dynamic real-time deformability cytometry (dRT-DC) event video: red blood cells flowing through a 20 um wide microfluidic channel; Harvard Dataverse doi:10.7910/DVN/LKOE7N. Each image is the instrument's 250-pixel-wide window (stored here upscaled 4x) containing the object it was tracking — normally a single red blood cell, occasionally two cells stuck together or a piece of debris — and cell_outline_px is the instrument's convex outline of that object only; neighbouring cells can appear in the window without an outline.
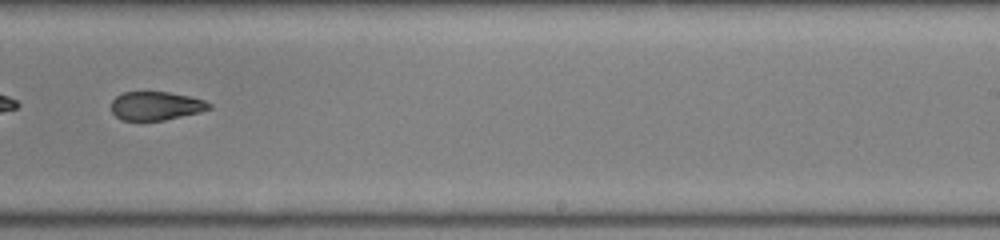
{"species": "common noctule bat (a hibernating species)", "species_latin": "Nyctalus noctula", "temperature_condition": "room temperature", "stored_images_in_passage": 38, "camera_frame_rate_fps": 3000, "um_per_image_px": 0.085, "animal": {"sex": "female", "body_mass_g": 22.0, "forearm_length_mm": 56.7}, "frame": {"image": 1, "passage_image": 22, "time_ms": 7.0, "image_size_px": [1000, 240], "cell_outline_px": [[212, 108], [200, 112], [164, 120], [120, 120], [112, 112], [112, 100], [116, 96], [124, 92], [168, 92], [188, 96], [204, 100], [212, 104]], "centroid_in_image_um": [13.26, 9.0], "position_along_channel_um": 275.7, "area_um2": 16.24}}